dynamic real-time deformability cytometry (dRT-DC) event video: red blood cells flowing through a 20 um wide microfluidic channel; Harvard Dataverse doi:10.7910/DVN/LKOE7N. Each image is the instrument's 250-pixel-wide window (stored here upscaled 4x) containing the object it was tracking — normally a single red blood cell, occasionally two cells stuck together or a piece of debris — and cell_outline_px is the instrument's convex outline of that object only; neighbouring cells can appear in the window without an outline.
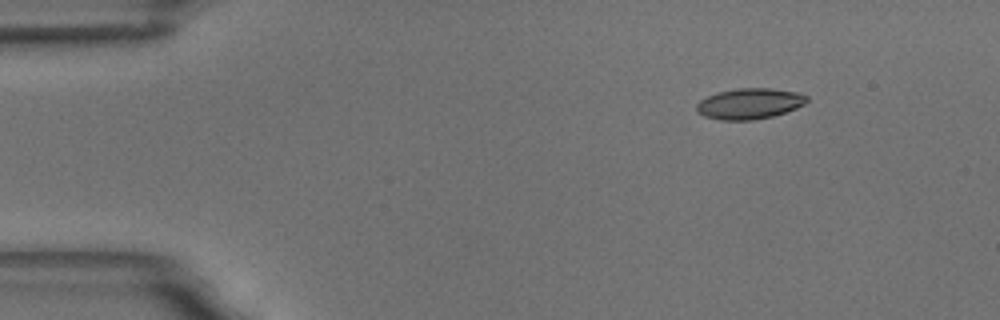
{"species": "common noctule bat (a hibernating species)", "species_latin": "Nyctalus noctula", "temperature_condition": "room temperature", "stored_images_in_passage": 10, "camera_frame_rate_fps": 3000, "um_per_image_px": 0.085, "animal": {"sex": "male", "body_mass_g": 18.8}, "frame": {"image": 1, "passage_image": 1, "time_ms": 0.0, "image_size_px": [1000, 320], "cell_outline_px": [[808, 100], [804, 104], [796, 108], [772, 116], [752, 120], [720, 120], [704, 116], [696, 108], [696, 104], [700, 100], [708, 96], [720, 92], [736, 88], [772, 88], [796, 92], [808, 96]], "centroid_in_image_um": [63.72, 8.8], "position_along_channel_um": 21.3, "area_um2": 19.59}}
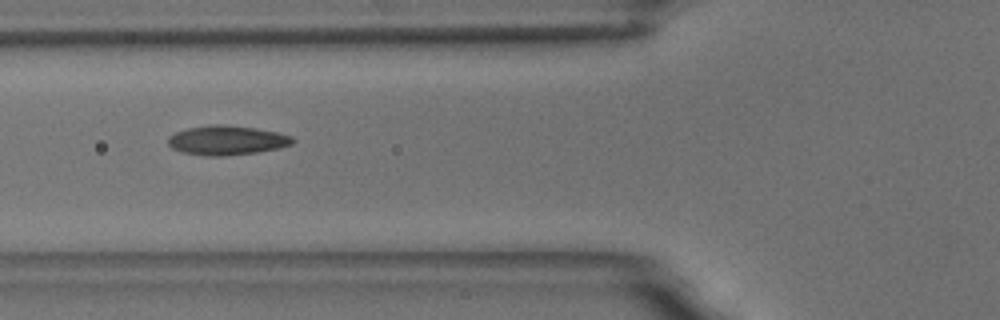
{"frame": {"image": 2, "passage_image": 5, "time_ms": 4.667, "image_size_px": [1000, 320], "cell_outline_px": [[296, 140], [292, 144], [280, 148], [256, 152], [224, 156], [204, 156], [184, 152], [172, 148], [168, 144], [168, 136], [176, 132], [188, 128], [208, 124], [224, 124], [256, 128], [276, 132], [292, 136]], "centroid_in_image_um": [19.29, 11.92], "position_along_channel_um": 106.5, "area_um2": 21.44}}
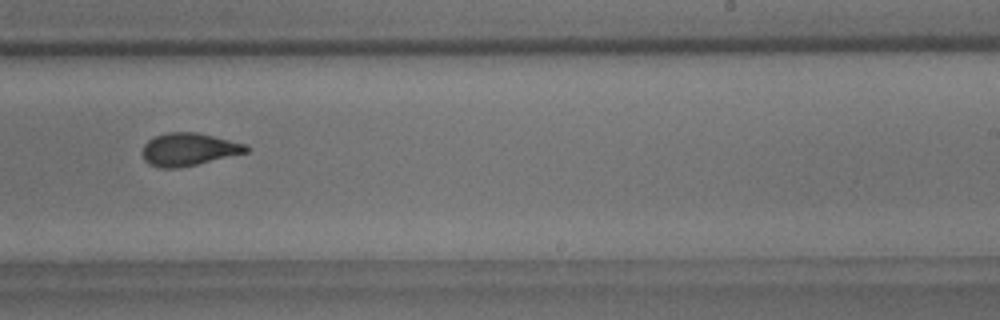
{"frame": {"image": 3, "passage_image": 9, "time_ms": 9.333, "image_size_px": [1000, 320], "cell_outline_px": [[252, 148], [248, 152], [180, 168], [160, 168], [148, 164], [144, 160], [144, 144], [148, 140], [156, 136], [168, 132], [196, 132], [248, 144]], "centroid_in_image_um": [16.08, 12.7], "position_along_channel_um": 272.9, "area_um2": 19.83}}